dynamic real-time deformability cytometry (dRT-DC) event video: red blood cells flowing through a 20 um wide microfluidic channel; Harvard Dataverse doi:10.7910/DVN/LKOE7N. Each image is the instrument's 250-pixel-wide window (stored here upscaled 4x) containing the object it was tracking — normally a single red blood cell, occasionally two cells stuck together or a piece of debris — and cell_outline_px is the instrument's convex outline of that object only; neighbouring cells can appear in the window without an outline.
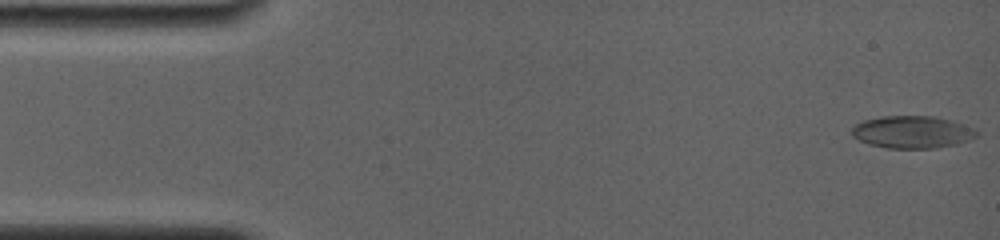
{"species": "common noctule bat (a hibernating species)", "species_latin": "Nyctalus noctula", "temperature_condition": "room temperature", "stored_images_in_passage": 22, "camera_frame_rate_fps": 4000, "um_per_image_px": 0.085, "animal": {"sex": "female", "body_mass_g": 19.0, "forearm_length_mm": 56.7}, "frame": {"image": 1, "passage_image": 1, "time_ms": 0.0, "image_size_px": [1000, 240], "cell_outline_px": [[976, 136], [968, 140], [956, 144], [936, 148], [888, 148], [868, 144], [852, 136], [852, 128], [856, 124], [864, 120], [880, 116], [932, 116], [952, 120], [972, 128], [976, 132]], "centroid_in_image_um": [77.5, 11.22], "position_along_channel_um": 7.5, "area_um2": 23.35}}
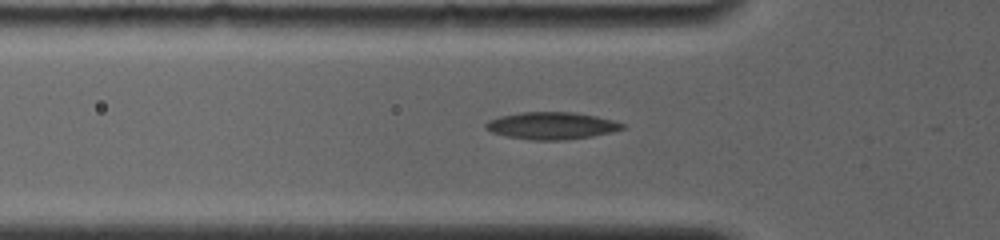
{"frame": {"image": 2, "passage_image": 13, "time_ms": 5.0, "image_size_px": [1000, 240], "cell_outline_px": [[624, 128], [612, 132], [592, 136], [564, 140], [528, 140], [508, 136], [492, 132], [484, 128], [484, 124], [488, 120], [500, 116], [520, 112], [572, 112], [596, 116], [612, 120], [624, 124]], "centroid_in_image_um": [46.85, 10.68], "position_along_channel_um": 78.9, "area_um2": 21.62}}
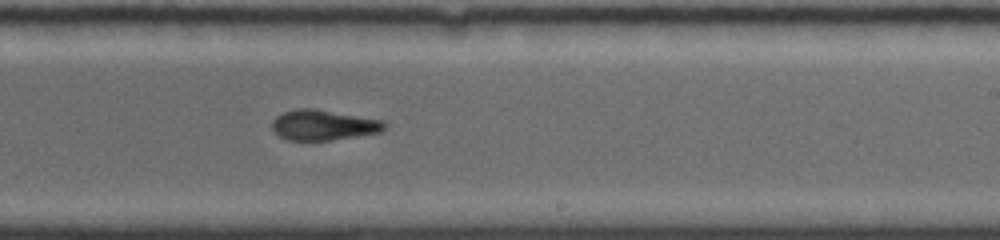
{"frame": {"image": 3, "passage_image": 22, "time_ms": 9.75, "image_size_px": [1000, 240], "cell_outline_px": [[388, 124], [380, 132], [356, 136], [328, 140], [288, 140], [280, 136], [272, 128], [272, 120], [276, 116], [284, 112], [296, 108], [316, 108], [384, 120]], "centroid_in_image_um": [27.5, 10.61], "position_along_channel_um": 261.5, "area_um2": 19.94}}